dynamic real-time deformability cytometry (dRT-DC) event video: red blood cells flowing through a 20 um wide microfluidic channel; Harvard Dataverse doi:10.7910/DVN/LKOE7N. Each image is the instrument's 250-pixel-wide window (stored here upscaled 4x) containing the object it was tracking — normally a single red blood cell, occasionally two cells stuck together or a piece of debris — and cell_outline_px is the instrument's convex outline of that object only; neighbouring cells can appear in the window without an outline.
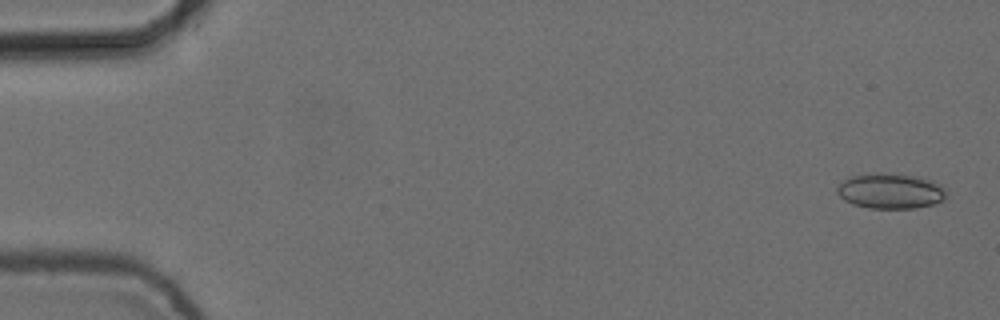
{"species": "common noctule bat (a hibernating species)", "species_latin": "Nyctalus noctula", "temperature_condition": "cold", "stored_images_in_passage": 6, "segment_of_instrument_passage": [1, 2], "camera_frame_rate_fps": 3000, "um_per_image_px": 0.085, "animal": {"sex": "female", "body_mass_g": 24.6, "forearm_length_mm": 56.2}, "frame": {"image": 1, "passage_image": 1, "time_ms": 0.0, "image_size_px": [1000, 320], "cell_outline_px": [[948, 196], [944, 200], [932, 204], [916, 208], [868, 208], [852, 204], [844, 200], [836, 192], [836, 188], [844, 180], [852, 176], [872, 172], [896, 172], [920, 176], [940, 184], [944, 188]], "centroid_in_image_um": [75.71, 16.21], "position_along_channel_um": 9.3, "area_um2": 23.0}}
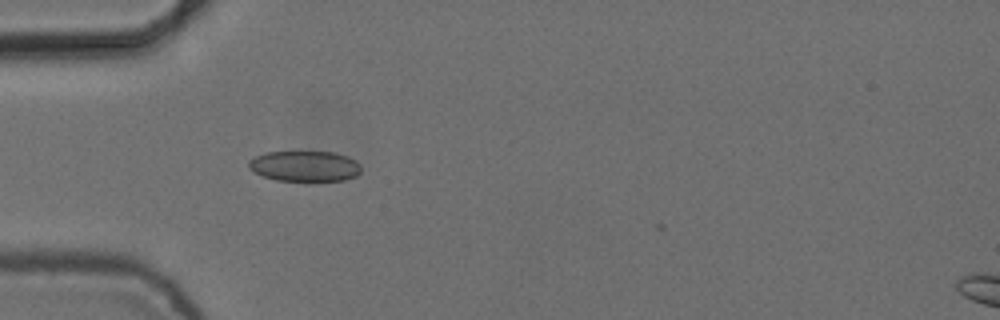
{"frame": {"image": 2, "passage_image": 5, "time_ms": 1.333, "image_size_px": [1000, 320], "cell_outline_px": [[360, 172], [356, 176], [344, 180], [276, 180], [264, 176], [248, 168], [248, 160], [264, 152], [336, 152], [348, 156], [356, 160], [360, 164]], "centroid_in_image_um": [25.92, 14.1], "position_along_channel_um": 59.1, "area_um2": 19.94}}